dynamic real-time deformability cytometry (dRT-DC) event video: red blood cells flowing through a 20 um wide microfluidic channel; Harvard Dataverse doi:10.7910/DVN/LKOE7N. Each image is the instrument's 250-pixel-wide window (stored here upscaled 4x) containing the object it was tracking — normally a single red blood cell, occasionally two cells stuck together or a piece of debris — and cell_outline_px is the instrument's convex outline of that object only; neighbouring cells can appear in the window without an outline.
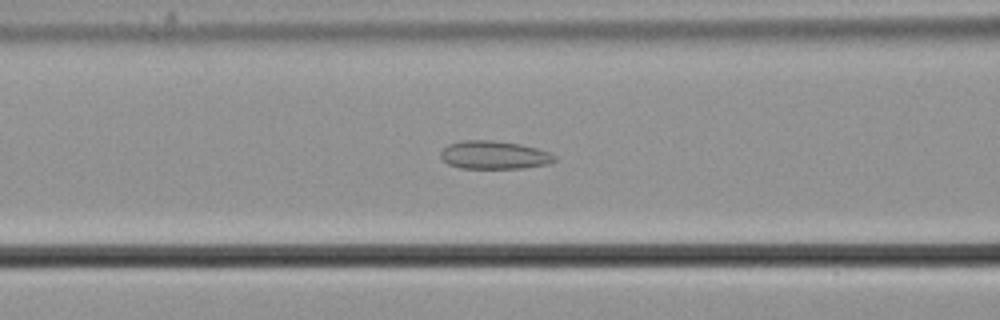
{"species": "common noctule bat (a hibernating species)", "species_latin": "Nyctalus noctula", "temperature_condition": "cold", "stored_images_in_passage": 56, "camera_frame_rate_fps": 3000, "um_per_image_px": 0.085, "animal": {"sex": "male", "body_mass_g": 21.5, "forearm_length_mm": 52.0}, "frame": {"image": 1, "passage_image": 24, "time_ms": 7.667, "image_size_px": [1000, 320], "cell_outline_px": [[556, 160], [548, 164], [524, 168], [460, 168], [448, 164], [440, 156], [440, 152], [448, 144], [460, 140], [492, 140], [520, 144], [536, 148], [548, 152], [556, 156]], "centroid_in_image_um": [41.99, 13.17], "position_along_channel_um": 124.6, "area_um2": 18.73}}
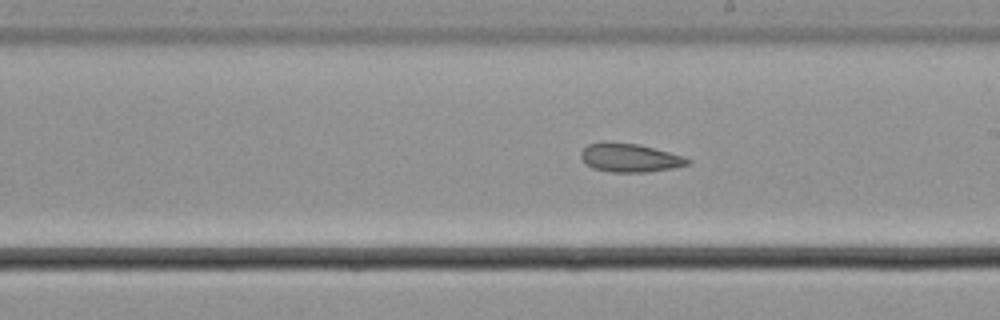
{"frame": {"image": 2, "passage_image": 33, "time_ms": 10.667, "image_size_px": [1000, 320], "cell_outline_px": [[692, 160], [688, 164], [676, 168], [648, 172], [612, 172], [592, 168], [584, 164], [580, 156], [580, 152], [588, 144], [600, 140], [608, 140], [640, 144], [684, 156]], "centroid_in_image_um": [53.5, 13.39], "position_along_channel_um": 235.5, "area_um2": 18.38}}
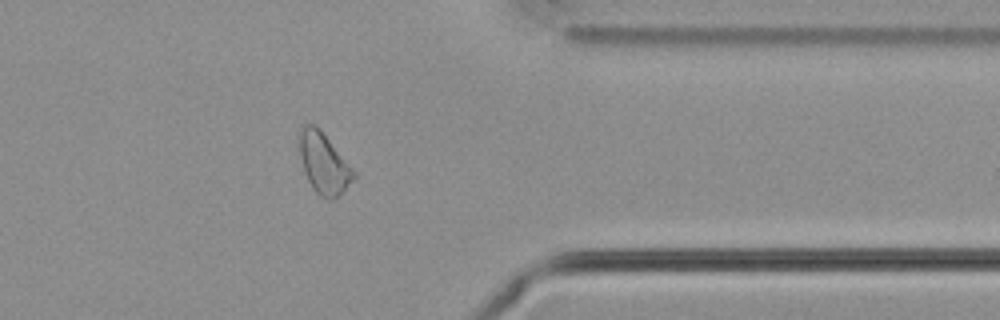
{"frame": {"image": 3, "passage_image": 46, "time_ms": 15.0, "image_size_px": [1000, 320], "cell_outline_px": [[356, 176], [332, 200], [320, 196], [312, 188], [304, 172], [300, 156], [300, 128], [304, 124], [312, 124], [320, 128], [356, 172]], "centroid_in_image_um": [27.51, 13.85], "position_along_channel_um": 383.9, "area_um2": 18.9}}